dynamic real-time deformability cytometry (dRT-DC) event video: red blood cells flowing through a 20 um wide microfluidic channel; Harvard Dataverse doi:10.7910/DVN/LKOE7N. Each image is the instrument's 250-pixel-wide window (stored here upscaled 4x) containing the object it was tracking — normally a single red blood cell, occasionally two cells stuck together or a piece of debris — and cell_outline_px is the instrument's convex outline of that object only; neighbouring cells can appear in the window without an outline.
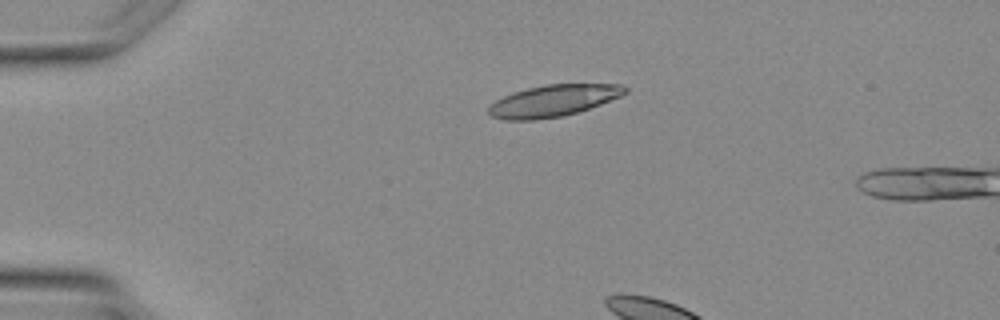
{"species": "Egyptian fruit bat (a non-hibernating species)", "species_latin": "Rousettus aegyptiacus", "temperature_condition": "warm", "stored_images_in_passage": 3, "camera_frame_rate_fps": 3000, "um_per_image_px": 0.085, "animal": {"sex": "female"}, "frame": {"image": 1, "passage_image": 1, "time_ms": 0.0, "image_size_px": [1000, 320], "cell_outline_px": [[628, 92], [620, 96], [600, 104], [576, 112], [560, 116], [532, 120], [504, 120], [492, 116], [488, 112], [488, 108], [496, 100], [512, 92], [544, 84], [620, 84], [628, 88]], "centroid_in_image_um": [47.02, 8.55], "position_along_channel_um": 38.0, "area_um2": 24.91}}